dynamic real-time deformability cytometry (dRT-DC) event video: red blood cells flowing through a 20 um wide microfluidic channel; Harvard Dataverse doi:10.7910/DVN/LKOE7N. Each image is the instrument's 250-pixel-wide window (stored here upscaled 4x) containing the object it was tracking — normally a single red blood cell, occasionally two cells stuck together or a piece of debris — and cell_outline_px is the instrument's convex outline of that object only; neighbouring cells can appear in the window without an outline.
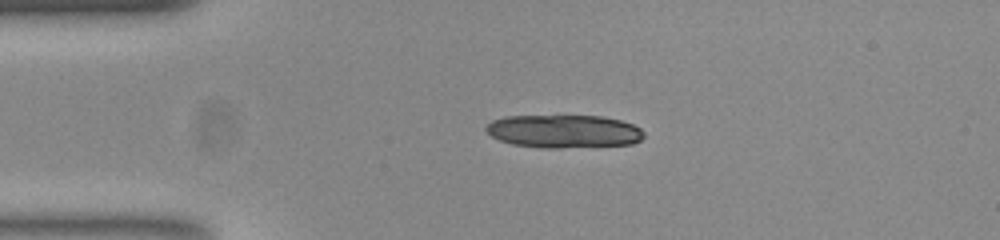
{"species": "common noctule bat (a hibernating species)", "species_latin": "Nyctalus noctula", "temperature_condition": "room temperature", "stored_images_in_passage": 37, "camera_frame_rate_fps": 3000, "um_per_image_px": 0.085, "animal": {"sex": "female", "body_mass_g": 23.0, "forearm_length_mm": 53.4}, "frame": {"image": 1, "passage_image": 1, "time_ms": 0.0, "image_size_px": [1000, 240], "cell_outline_px": [[644, 136], [640, 140], [632, 144], [560, 148], [544, 148], [512, 144], [500, 140], [492, 136], [484, 128], [492, 120], [504, 116], [604, 116], [620, 120], [632, 124], [640, 128], [644, 132]], "centroid_in_image_um": [47.93, 11.16], "position_along_channel_um": 37.1, "area_um2": 30.46}, "authors_computed_cell_mechanics": {"area_um2": 18.785, "velocity_mm_per_s": 3.8952, "shape_relaxation_time_tau1_ms": null, "shape_relaxation_time_tau2_ms": 2.6923, "deformation_change_tau1": null, "deformation_change_tau2": 0.0593}}